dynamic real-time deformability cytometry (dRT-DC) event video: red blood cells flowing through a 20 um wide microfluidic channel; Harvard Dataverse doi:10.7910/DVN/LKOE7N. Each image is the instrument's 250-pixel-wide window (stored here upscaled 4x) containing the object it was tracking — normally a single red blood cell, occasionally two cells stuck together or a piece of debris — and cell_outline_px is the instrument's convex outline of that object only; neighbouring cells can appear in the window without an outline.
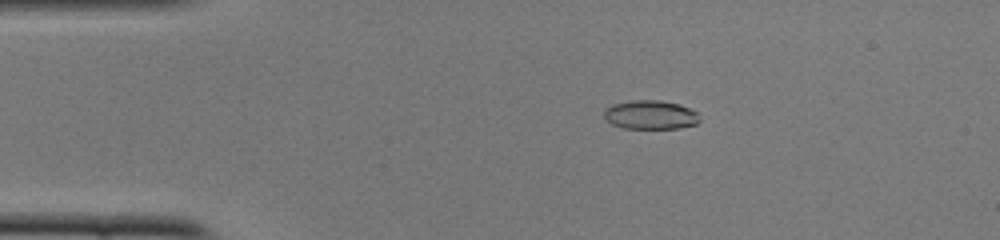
{"species": "common noctule bat (a hibernating species)", "species_latin": "Nyctalus noctula", "temperature_condition": "cold", "stored_images_in_passage": 46, "camera_frame_rate_fps": 3000, "um_per_image_px": 0.085, "animal": {"sex": "female", "body_mass_g": 22.0, "forearm_length_mm": 56.7}, "frame": {"image": 1, "passage_image": 4, "time_ms": 1.0, "image_size_px": [1000, 240], "cell_outline_px": [[700, 120], [696, 124], [680, 128], [624, 128], [612, 124], [604, 120], [604, 108], [612, 104], [632, 100], [660, 100], [680, 104], [696, 112]], "centroid_in_image_um": [55.25, 9.75], "position_along_channel_um": 29.7, "area_um2": 16.18}}
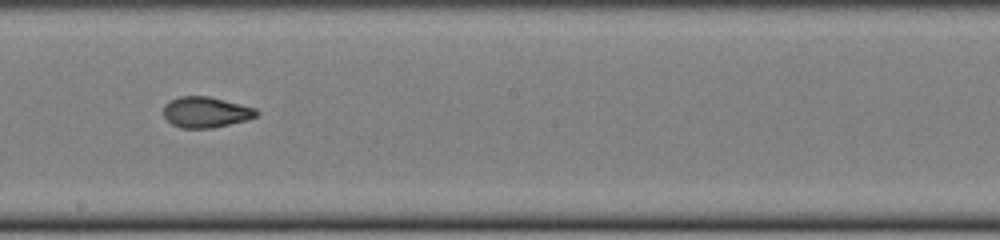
{"frame": {"image": 2, "passage_image": 23, "time_ms": 7.333, "image_size_px": [1000, 240], "cell_outline_px": [[260, 112], [256, 116], [248, 120], [212, 128], [180, 128], [172, 124], [164, 116], [164, 104], [180, 96], [208, 96], [256, 108]], "centroid_in_image_um": [17.51, 9.54], "position_along_channel_um": 230.7, "area_um2": 16.65}}
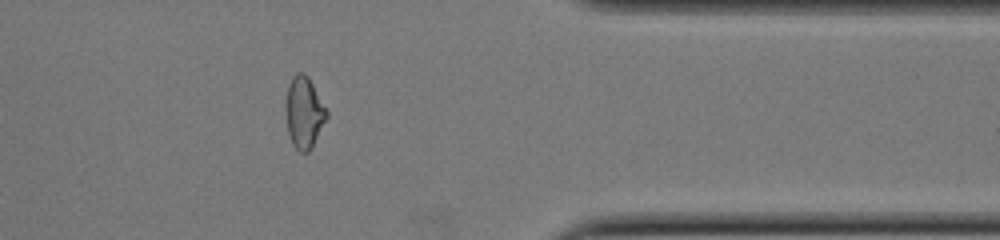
{"frame": {"image": 3, "passage_image": 36, "time_ms": 11.667, "image_size_px": [1000, 240], "cell_outline_px": [[328, 116], [312, 148], [308, 152], [300, 152], [292, 144], [288, 132], [284, 112], [284, 104], [288, 84], [292, 76], [296, 72], [304, 72], [308, 76], [328, 112]], "centroid_in_image_um": [25.81, 9.55], "position_along_channel_um": 385.6, "area_um2": 17.4}, "authors_computed_cell_mechanics": {"area_um2": 17.0221, "velocity_mm_per_s": 3.9358, "shape_relaxation_time_tau1_ms": 4.2297, "shape_relaxation_time_tau2_ms": 1.6548, "deformation_change_tau1": 0.1835, "deformation_change_tau2": 0.07}}